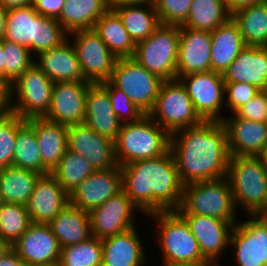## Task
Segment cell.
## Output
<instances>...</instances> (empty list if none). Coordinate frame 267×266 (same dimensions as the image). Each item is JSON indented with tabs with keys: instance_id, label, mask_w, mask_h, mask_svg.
Segmentation results:
<instances>
[{
	"instance_id": "6da1fadb",
	"label": "cell",
	"mask_w": 267,
	"mask_h": 266,
	"mask_svg": "<svg viewBox=\"0 0 267 266\" xmlns=\"http://www.w3.org/2000/svg\"><path fill=\"white\" fill-rule=\"evenodd\" d=\"M170 151L183 185L227 177L230 153L221 121L203 120L175 131Z\"/></svg>"
},
{
	"instance_id": "7a4b0ae2",
	"label": "cell",
	"mask_w": 267,
	"mask_h": 266,
	"mask_svg": "<svg viewBox=\"0 0 267 266\" xmlns=\"http://www.w3.org/2000/svg\"><path fill=\"white\" fill-rule=\"evenodd\" d=\"M120 170L122 190L144 216L180 207L184 185L170 150L162 156L120 166Z\"/></svg>"
},
{
	"instance_id": "3957f363",
	"label": "cell",
	"mask_w": 267,
	"mask_h": 266,
	"mask_svg": "<svg viewBox=\"0 0 267 266\" xmlns=\"http://www.w3.org/2000/svg\"><path fill=\"white\" fill-rule=\"evenodd\" d=\"M6 21L4 39L27 47L36 56L69 38L56 18L40 15L33 4L8 9Z\"/></svg>"
},
{
	"instance_id": "277c9868",
	"label": "cell",
	"mask_w": 267,
	"mask_h": 266,
	"mask_svg": "<svg viewBox=\"0 0 267 266\" xmlns=\"http://www.w3.org/2000/svg\"><path fill=\"white\" fill-rule=\"evenodd\" d=\"M114 146L120 167L164 155L170 150V134L145 114L138 121L121 125Z\"/></svg>"
},
{
	"instance_id": "5b68a950",
	"label": "cell",
	"mask_w": 267,
	"mask_h": 266,
	"mask_svg": "<svg viewBox=\"0 0 267 266\" xmlns=\"http://www.w3.org/2000/svg\"><path fill=\"white\" fill-rule=\"evenodd\" d=\"M226 178L236 208L248 217L267 210V168L258 156H230Z\"/></svg>"
},
{
	"instance_id": "8992f818",
	"label": "cell",
	"mask_w": 267,
	"mask_h": 266,
	"mask_svg": "<svg viewBox=\"0 0 267 266\" xmlns=\"http://www.w3.org/2000/svg\"><path fill=\"white\" fill-rule=\"evenodd\" d=\"M179 214H197L224 221H238L236 205L227 178L184 185Z\"/></svg>"
},
{
	"instance_id": "52a82bcc",
	"label": "cell",
	"mask_w": 267,
	"mask_h": 266,
	"mask_svg": "<svg viewBox=\"0 0 267 266\" xmlns=\"http://www.w3.org/2000/svg\"><path fill=\"white\" fill-rule=\"evenodd\" d=\"M147 216L156 221L159 226L157 241L162 252V265L207 260L202 255L188 223L177 211H161Z\"/></svg>"
},
{
	"instance_id": "ba28073f",
	"label": "cell",
	"mask_w": 267,
	"mask_h": 266,
	"mask_svg": "<svg viewBox=\"0 0 267 266\" xmlns=\"http://www.w3.org/2000/svg\"><path fill=\"white\" fill-rule=\"evenodd\" d=\"M178 49L179 26L161 24L136 44L132 58L162 80H175Z\"/></svg>"
},
{
	"instance_id": "9c48e42d",
	"label": "cell",
	"mask_w": 267,
	"mask_h": 266,
	"mask_svg": "<svg viewBox=\"0 0 267 266\" xmlns=\"http://www.w3.org/2000/svg\"><path fill=\"white\" fill-rule=\"evenodd\" d=\"M53 84L54 82L33 64L10 84V112L23 119L44 117L50 109Z\"/></svg>"
},
{
	"instance_id": "30bf717a",
	"label": "cell",
	"mask_w": 267,
	"mask_h": 266,
	"mask_svg": "<svg viewBox=\"0 0 267 266\" xmlns=\"http://www.w3.org/2000/svg\"><path fill=\"white\" fill-rule=\"evenodd\" d=\"M148 115L170 135L203 121L179 79L162 82L156 103Z\"/></svg>"
},
{
	"instance_id": "8fae6325",
	"label": "cell",
	"mask_w": 267,
	"mask_h": 266,
	"mask_svg": "<svg viewBox=\"0 0 267 266\" xmlns=\"http://www.w3.org/2000/svg\"><path fill=\"white\" fill-rule=\"evenodd\" d=\"M110 81L125 93L144 114L153 109L164 80L132 57L118 58Z\"/></svg>"
},
{
	"instance_id": "7c38bea8",
	"label": "cell",
	"mask_w": 267,
	"mask_h": 266,
	"mask_svg": "<svg viewBox=\"0 0 267 266\" xmlns=\"http://www.w3.org/2000/svg\"><path fill=\"white\" fill-rule=\"evenodd\" d=\"M82 75L91 83L110 80L117 57L108 49L93 29L77 30L70 34Z\"/></svg>"
},
{
	"instance_id": "4fadbf2b",
	"label": "cell",
	"mask_w": 267,
	"mask_h": 266,
	"mask_svg": "<svg viewBox=\"0 0 267 266\" xmlns=\"http://www.w3.org/2000/svg\"><path fill=\"white\" fill-rule=\"evenodd\" d=\"M179 80L203 120L222 121L225 118L221 115L225 106V82L221 73L210 70L181 76Z\"/></svg>"
},
{
	"instance_id": "5bb4252c",
	"label": "cell",
	"mask_w": 267,
	"mask_h": 266,
	"mask_svg": "<svg viewBox=\"0 0 267 266\" xmlns=\"http://www.w3.org/2000/svg\"><path fill=\"white\" fill-rule=\"evenodd\" d=\"M247 219L238 220L230 234L229 246L236 252V264L267 266V226L257 215Z\"/></svg>"
},
{
	"instance_id": "9a60e30c",
	"label": "cell",
	"mask_w": 267,
	"mask_h": 266,
	"mask_svg": "<svg viewBox=\"0 0 267 266\" xmlns=\"http://www.w3.org/2000/svg\"><path fill=\"white\" fill-rule=\"evenodd\" d=\"M134 212L141 211L122 190L89 212L91 235L104 239L134 228Z\"/></svg>"
},
{
	"instance_id": "2e32d148",
	"label": "cell",
	"mask_w": 267,
	"mask_h": 266,
	"mask_svg": "<svg viewBox=\"0 0 267 266\" xmlns=\"http://www.w3.org/2000/svg\"><path fill=\"white\" fill-rule=\"evenodd\" d=\"M89 81L54 82L50 109L44 116L65 126L84 123Z\"/></svg>"
},
{
	"instance_id": "e0dca14e",
	"label": "cell",
	"mask_w": 267,
	"mask_h": 266,
	"mask_svg": "<svg viewBox=\"0 0 267 266\" xmlns=\"http://www.w3.org/2000/svg\"><path fill=\"white\" fill-rule=\"evenodd\" d=\"M12 249L27 266H57L61 247L48 224L32 223Z\"/></svg>"
},
{
	"instance_id": "ac0fdd59",
	"label": "cell",
	"mask_w": 267,
	"mask_h": 266,
	"mask_svg": "<svg viewBox=\"0 0 267 266\" xmlns=\"http://www.w3.org/2000/svg\"><path fill=\"white\" fill-rule=\"evenodd\" d=\"M68 149L81 155L94 170L119 167L114 141L82 124L68 126Z\"/></svg>"
},
{
	"instance_id": "d6986e66",
	"label": "cell",
	"mask_w": 267,
	"mask_h": 266,
	"mask_svg": "<svg viewBox=\"0 0 267 266\" xmlns=\"http://www.w3.org/2000/svg\"><path fill=\"white\" fill-rule=\"evenodd\" d=\"M121 191L120 167L95 170L69 194V203L90 212Z\"/></svg>"
},
{
	"instance_id": "ffe728a7",
	"label": "cell",
	"mask_w": 267,
	"mask_h": 266,
	"mask_svg": "<svg viewBox=\"0 0 267 266\" xmlns=\"http://www.w3.org/2000/svg\"><path fill=\"white\" fill-rule=\"evenodd\" d=\"M180 215L188 223L202 255L207 260L219 262L220 255L229 247L232 228L238 221H224L197 214Z\"/></svg>"
},
{
	"instance_id": "44dd1931",
	"label": "cell",
	"mask_w": 267,
	"mask_h": 266,
	"mask_svg": "<svg viewBox=\"0 0 267 266\" xmlns=\"http://www.w3.org/2000/svg\"><path fill=\"white\" fill-rule=\"evenodd\" d=\"M211 31L179 27L176 79L210 71Z\"/></svg>"
},
{
	"instance_id": "7402d4cb",
	"label": "cell",
	"mask_w": 267,
	"mask_h": 266,
	"mask_svg": "<svg viewBox=\"0 0 267 266\" xmlns=\"http://www.w3.org/2000/svg\"><path fill=\"white\" fill-rule=\"evenodd\" d=\"M228 116L221 122L226 128L230 156H258L267 144L265 123L241 119L234 113Z\"/></svg>"
},
{
	"instance_id": "603a6c76",
	"label": "cell",
	"mask_w": 267,
	"mask_h": 266,
	"mask_svg": "<svg viewBox=\"0 0 267 266\" xmlns=\"http://www.w3.org/2000/svg\"><path fill=\"white\" fill-rule=\"evenodd\" d=\"M67 204L69 195L48 173L37 180L26 207L32 223L48 224Z\"/></svg>"
},
{
	"instance_id": "cb8c5ba5",
	"label": "cell",
	"mask_w": 267,
	"mask_h": 266,
	"mask_svg": "<svg viewBox=\"0 0 267 266\" xmlns=\"http://www.w3.org/2000/svg\"><path fill=\"white\" fill-rule=\"evenodd\" d=\"M84 124L96 133L116 140L122 123L113 111L108 89L102 83H91L87 90Z\"/></svg>"
},
{
	"instance_id": "d4e9b609",
	"label": "cell",
	"mask_w": 267,
	"mask_h": 266,
	"mask_svg": "<svg viewBox=\"0 0 267 266\" xmlns=\"http://www.w3.org/2000/svg\"><path fill=\"white\" fill-rule=\"evenodd\" d=\"M225 83H247L267 90V47L246 46L224 71Z\"/></svg>"
},
{
	"instance_id": "484cf974",
	"label": "cell",
	"mask_w": 267,
	"mask_h": 266,
	"mask_svg": "<svg viewBox=\"0 0 267 266\" xmlns=\"http://www.w3.org/2000/svg\"><path fill=\"white\" fill-rule=\"evenodd\" d=\"M34 128L42 161V175L50 173L68 149V126L44 117L26 119Z\"/></svg>"
},
{
	"instance_id": "4316f807",
	"label": "cell",
	"mask_w": 267,
	"mask_h": 266,
	"mask_svg": "<svg viewBox=\"0 0 267 266\" xmlns=\"http://www.w3.org/2000/svg\"><path fill=\"white\" fill-rule=\"evenodd\" d=\"M136 227L102 239L101 266H146V251Z\"/></svg>"
},
{
	"instance_id": "83f0119b",
	"label": "cell",
	"mask_w": 267,
	"mask_h": 266,
	"mask_svg": "<svg viewBox=\"0 0 267 266\" xmlns=\"http://www.w3.org/2000/svg\"><path fill=\"white\" fill-rule=\"evenodd\" d=\"M70 40L35 56L34 64L53 82L86 81Z\"/></svg>"
},
{
	"instance_id": "f1b7e54d",
	"label": "cell",
	"mask_w": 267,
	"mask_h": 266,
	"mask_svg": "<svg viewBox=\"0 0 267 266\" xmlns=\"http://www.w3.org/2000/svg\"><path fill=\"white\" fill-rule=\"evenodd\" d=\"M210 70L223 74L246 47L237 23L230 17L211 31Z\"/></svg>"
},
{
	"instance_id": "f546056e",
	"label": "cell",
	"mask_w": 267,
	"mask_h": 266,
	"mask_svg": "<svg viewBox=\"0 0 267 266\" xmlns=\"http://www.w3.org/2000/svg\"><path fill=\"white\" fill-rule=\"evenodd\" d=\"M48 225L61 248L84 242L92 236L89 212L71 203L67 204Z\"/></svg>"
},
{
	"instance_id": "4dcf8cb0",
	"label": "cell",
	"mask_w": 267,
	"mask_h": 266,
	"mask_svg": "<svg viewBox=\"0 0 267 266\" xmlns=\"http://www.w3.org/2000/svg\"><path fill=\"white\" fill-rule=\"evenodd\" d=\"M107 10L106 0H66L57 20L70 34L77 30L93 29Z\"/></svg>"
},
{
	"instance_id": "1f68e13d",
	"label": "cell",
	"mask_w": 267,
	"mask_h": 266,
	"mask_svg": "<svg viewBox=\"0 0 267 266\" xmlns=\"http://www.w3.org/2000/svg\"><path fill=\"white\" fill-rule=\"evenodd\" d=\"M93 30L117 58L133 57L136 44L114 10H107L96 21Z\"/></svg>"
},
{
	"instance_id": "d6a6232c",
	"label": "cell",
	"mask_w": 267,
	"mask_h": 266,
	"mask_svg": "<svg viewBox=\"0 0 267 266\" xmlns=\"http://www.w3.org/2000/svg\"><path fill=\"white\" fill-rule=\"evenodd\" d=\"M114 11L135 44L148 38L161 25L153 3L123 5Z\"/></svg>"
},
{
	"instance_id": "836d02e7",
	"label": "cell",
	"mask_w": 267,
	"mask_h": 266,
	"mask_svg": "<svg viewBox=\"0 0 267 266\" xmlns=\"http://www.w3.org/2000/svg\"><path fill=\"white\" fill-rule=\"evenodd\" d=\"M246 46L267 47V0L231 14Z\"/></svg>"
},
{
	"instance_id": "e575fe53",
	"label": "cell",
	"mask_w": 267,
	"mask_h": 266,
	"mask_svg": "<svg viewBox=\"0 0 267 266\" xmlns=\"http://www.w3.org/2000/svg\"><path fill=\"white\" fill-rule=\"evenodd\" d=\"M40 176L15 166L0 168V191L4 202L26 205Z\"/></svg>"
},
{
	"instance_id": "d590c367",
	"label": "cell",
	"mask_w": 267,
	"mask_h": 266,
	"mask_svg": "<svg viewBox=\"0 0 267 266\" xmlns=\"http://www.w3.org/2000/svg\"><path fill=\"white\" fill-rule=\"evenodd\" d=\"M230 17L226 0H193L186 21L179 27L213 31Z\"/></svg>"
},
{
	"instance_id": "8d00e7d4",
	"label": "cell",
	"mask_w": 267,
	"mask_h": 266,
	"mask_svg": "<svg viewBox=\"0 0 267 266\" xmlns=\"http://www.w3.org/2000/svg\"><path fill=\"white\" fill-rule=\"evenodd\" d=\"M95 170L81 155L67 149L50 174L69 195Z\"/></svg>"
},
{
	"instance_id": "74e56055",
	"label": "cell",
	"mask_w": 267,
	"mask_h": 266,
	"mask_svg": "<svg viewBox=\"0 0 267 266\" xmlns=\"http://www.w3.org/2000/svg\"><path fill=\"white\" fill-rule=\"evenodd\" d=\"M13 166L42 175V161L35 130L27 121L17 131Z\"/></svg>"
},
{
	"instance_id": "f35d334b",
	"label": "cell",
	"mask_w": 267,
	"mask_h": 266,
	"mask_svg": "<svg viewBox=\"0 0 267 266\" xmlns=\"http://www.w3.org/2000/svg\"><path fill=\"white\" fill-rule=\"evenodd\" d=\"M102 239L91 236L84 242L61 248L57 266H101Z\"/></svg>"
},
{
	"instance_id": "ab89813d",
	"label": "cell",
	"mask_w": 267,
	"mask_h": 266,
	"mask_svg": "<svg viewBox=\"0 0 267 266\" xmlns=\"http://www.w3.org/2000/svg\"><path fill=\"white\" fill-rule=\"evenodd\" d=\"M31 224L26 205L4 202L0 206V236L11 246Z\"/></svg>"
},
{
	"instance_id": "60d3db41",
	"label": "cell",
	"mask_w": 267,
	"mask_h": 266,
	"mask_svg": "<svg viewBox=\"0 0 267 266\" xmlns=\"http://www.w3.org/2000/svg\"><path fill=\"white\" fill-rule=\"evenodd\" d=\"M3 51L4 78L9 84L35 63L33 54L23 45L3 39Z\"/></svg>"
},
{
	"instance_id": "b9f144b4",
	"label": "cell",
	"mask_w": 267,
	"mask_h": 266,
	"mask_svg": "<svg viewBox=\"0 0 267 266\" xmlns=\"http://www.w3.org/2000/svg\"><path fill=\"white\" fill-rule=\"evenodd\" d=\"M25 121L12 112L0 120V168L13 166L17 131Z\"/></svg>"
},
{
	"instance_id": "7bdbcfd3",
	"label": "cell",
	"mask_w": 267,
	"mask_h": 266,
	"mask_svg": "<svg viewBox=\"0 0 267 266\" xmlns=\"http://www.w3.org/2000/svg\"><path fill=\"white\" fill-rule=\"evenodd\" d=\"M102 84L108 89L113 111L116 113L122 124L138 121L145 115L133 102H131L129 97L110 80L104 81Z\"/></svg>"
},
{
	"instance_id": "ee69618b",
	"label": "cell",
	"mask_w": 267,
	"mask_h": 266,
	"mask_svg": "<svg viewBox=\"0 0 267 266\" xmlns=\"http://www.w3.org/2000/svg\"><path fill=\"white\" fill-rule=\"evenodd\" d=\"M193 0H154L161 24L181 26L187 19Z\"/></svg>"
},
{
	"instance_id": "f6af8a7d",
	"label": "cell",
	"mask_w": 267,
	"mask_h": 266,
	"mask_svg": "<svg viewBox=\"0 0 267 266\" xmlns=\"http://www.w3.org/2000/svg\"><path fill=\"white\" fill-rule=\"evenodd\" d=\"M260 90L247 83H225V107L234 113L239 107L249 102Z\"/></svg>"
},
{
	"instance_id": "bcb514c9",
	"label": "cell",
	"mask_w": 267,
	"mask_h": 266,
	"mask_svg": "<svg viewBox=\"0 0 267 266\" xmlns=\"http://www.w3.org/2000/svg\"><path fill=\"white\" fill-rule=\"evenodd\" d=\"M234 114L241 119L264 122L267 114V90L259 91L249 102L239 107Z\"/></svg>"
},
{
	"instance_id": "7dc6e473",
	"label": "cell",
	"mask_w": 267,
	"mask_h": 266,
	"mask_svg": "<svg viewBox=\"0 0 267 266\" xmlns=\"http://www.w3.org/2000/svg\"><path fill=\"white\" fill-rule=\"evenodd\" d=\"M66 0H34L35 10L42 16L58 18Z\"/></svg>"
},
{
	"instance_id": "c3c4849f",
	"label": "cell",
	"mask_w": 267,
	"mask_h": 266,
	"mask_svg": "<svg viewBox=\"0 0 267 266\" xmlns=\"http://www.w3.org/2000/svg\"><path fill=\"white\" fill-rule=\"evenodd\" d=\"M0 266H27L24 261L11 249L0 257Z\"/></svg>"
},
{
	"instance_id": "681fc988",
	"label": "cell",
	"mask_w": 267,
	"mask_h": 266,
	"mask_svg": "<svg viewBox=\"0 0 267 266\" xmlns=\"http://www.w3.org/2000/svg\"><path fill=\"white\" fill-rule=\"evenodd\" d=\"M265 0H226V5L230 14L233 12L256 3L263 2Z\"/></svg>"
},
{
	"instance_id": "f907efd6",
	"label": "cell",
	"mask_w": 267,
	"mask_h": 266,
	"mask_svg": "<svg viewBox=\"0 0 267 266\" xmlns=\"http://www.w3.org/2000/svg\"><path fill=\"white\" fill-rule=\"evenodd\" d=\"M153 2L154 0H106L109 10H114L115 8L123 5L147 4Z\"/></svg>"
},
{
	"instance_id": "816d5d0a",
	"label": "cell",
	"mask_w": 267,
	"mask_h": 266,
	"mask_svg": "<svg viewBox=\"0 0 267 266\" xmlns=\"http://www.w3.org/2000/svg\"><path fill=\"white\" fill-rule=\"evenodd\" d=\"M34 3V0H0V4L8 9L30 6Z\"/></svg>"
},
{
	"instance_id": "f5cc1de1",
	"label": "cell",
	"mask_w": 267,
	"mask_h": 266,
	"mask_svg": "<svg viewBox=\"0 0 267 266\" xmlns=\"http://www.w3.org/2000/svg\"><path fill=\"white\" fill-rule=\"evenodd\" d=\"M219 262L205 260L201 262H194V263H174L170 265H162V266H221Z\"/></svg>"
},
{
	"instance_id": "db71d44e",
	"label": "cell",
	"mask_w": 267,
	"mask_h": 266,
	"mask_svg": "<svg viewBox=\"0 0 267 266\" xmlns=\"http://www.w3.org/2000/svg\"><path fill=\"white\" fill-rule=\"evenodd\" d=\"M6 15L7 9L0 4V39H4L6 33Z\"/></svg>"
},
{
	"instance_id": "11a10c76",
	"label": "cell",
	"mask_w": 267,
	"mask_h": 266,
	"mask_svg": "<svg viewBox=\"0 0 267 266\" xmlns=\"http://www.w3.org/2000/svg\"><path fill=\"white\" fill-rule=\"evenodd\" d=\"M9 112V95H0V120Z\"/></svg>"
},
{
	"instance_id": "9f6ffc18",
	"label": "cell",
	"mask_w": 267,
	"mask_h": 266,
	"mask_svg": "<svg viewBox=\"0 0 267 266\" xmlns=\"http://www.w3.org/2000/svg\"><path fill=\"white\" fill-rule=\"evenodd\" d=\"M0 95H10V84L0 74Z\"/></svg>"
},
{
	"instance_id": "6f0895ef",
	"label": "cell",
	"mask_w": 267,
	"mask_h": 266,
	"mask_svg": "<svg viewBox=\"0 0 267 266\" xmlns=\"http://www.w3.org/2000/svg\"><path fill=\"white\" fill-rule=\"evenodd\" d=\"M11 249L12 246L0 236V257L5 255Z\"/></svg>"
},
{
	"instance_id": "680465c9",
	"label": "cell",
	"mask_w": 267,
	"mask_h": 266,
	"mask_svg": "<svg viewBox=\"0 0 267 266\" xmlns=\"http://www.w3.org/2000/svg\"><path fill=\"white\" fill-rule=\"evenodd\" d=\"M0 74L4 77V51H3V39H0Z\"/></svg>"
},
{
	"instance_id": "91938a15",
	"label": "cell",
	"mask_w": 267,
	"mask_h": 266,
	"mask_svg": "<svg viewBox=\"0 0 267 266\" xmlns=\"http://www.w3.org/2000/svg\"><path fill=\"white\" fill-rule=\"evenodd\" d=\"M263 165L267 168V144L264 146L261 153L258 155Z\"/></svg>"
},
{
	"instance_id": "94428289",
	"label": "cell",
	"mask_w": 267,
	"mask_h": 266,
	"mask_svg": "<svg viewBox=\"0 0 267 266\" xmlns=\"http://www.w3.org/2000/svg\"><path fill=\"white\" fill-rule=\"evenodd\" d=\"M257 216L266 224L267 226V210H264L257 214Z\"/></svg>"
},
{
	"instance_id": "6125c7cd",
	"label": "cell",
	"mask_w": 267,
	"mask_h": 266,
	"mask_svg": "<svg viewBox=\"0 0 267 266\" xmlns=\"http://www.w3.org/2000/svg\"><path fill=\"white\" fill-rule=\"evenodd\" d=\"M4 203L3 197H2V193L0 191V206Z\"/></svg>"
},
{
	"instance_id": "be15d7a7",
	"label": "cell",
	"mask_w": 267,
	"mask_h": 266,
	"mask_svg": "<svg viewBox=\"0 0 267 266\" xmlns=\"http://www.w3.org/2000/svg\"><path fill=\"white\" fill-rule=\"evenodd\" d=\"M264 123H265V125H266V127H267V114H266V116H265Z\"/></svg>"
}]
</instances>
